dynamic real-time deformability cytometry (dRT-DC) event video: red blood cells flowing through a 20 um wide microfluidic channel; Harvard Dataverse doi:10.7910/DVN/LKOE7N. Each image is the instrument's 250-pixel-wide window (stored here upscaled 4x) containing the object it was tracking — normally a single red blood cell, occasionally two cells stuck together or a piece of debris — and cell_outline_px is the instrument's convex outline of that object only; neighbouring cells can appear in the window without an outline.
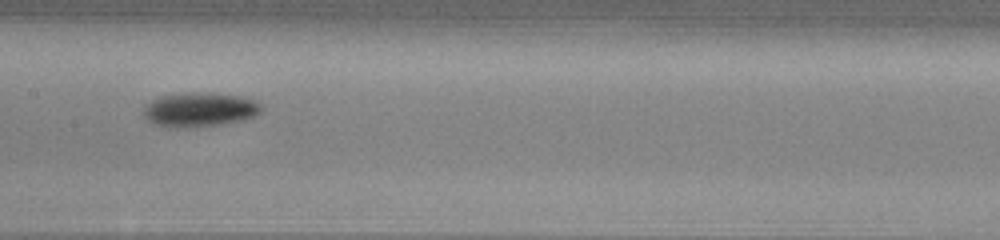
{"species": "common noctule bat (a hibernating species)", "species_latin": "Nyctalus noctula", "temperature_condition": "warm", "stored_images_in_passage": 32, "camera_frame_rate_fps": 3000, "um_per_image_px": 0.085, "animal": {"sex": "male", "body_mass_g": 13.0, "forearm_length_mm": 53.1}, "frame": {"image": 1, "passage_image": 10, "time_ms": 3.0, "image_size_px": [1000, 240], "cell_outline_px": [[260, 112], [244, 120], [220, 124], [176, 128], [168, 128], [156, 124], [148, 120], [144, 116], [144, 104], [160, 96], [192, 92], [196, 92], [240, 96], [252, 100], [260, 104]], "centroid_in_image_um": [16.91, 9.32], "position_along_channel_um": 190.5, "area_um2": 23.18}}
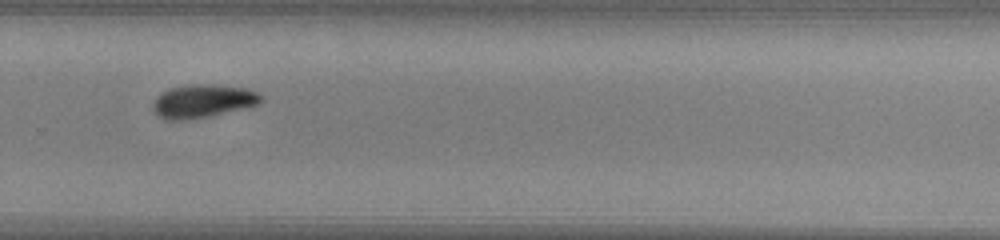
{"frame": {"image": 2, "passage_image": 19, "time_ms": 6.0, "image_size_px": [1000, 240], "cell_outline_px": [[264, 100], [260, 104], [208, 116], [184, 120], [164, 120], [156, 116], [152, 108], [152, 104], [156, 96], [160, 92], [168, 88], [192, 84], [216, 84], [248, 88], [260, 92], [264, 96]], "centroid_in_image_um": [17.24, 8.58], "position_along_channel_um": 312.6, "area_um2": 21.44}, "authors_computed_cell_mechanics": {"area_um2": 21.3571, "velocity_mm_per_s": 4.0816, "shape_relaxation_time_tau1_ms": 1.9349, "shape_relaxation_time_tau2_ms": null, "deformation_change_tau1": 0.0972, "deformation_change_tau2": null}}